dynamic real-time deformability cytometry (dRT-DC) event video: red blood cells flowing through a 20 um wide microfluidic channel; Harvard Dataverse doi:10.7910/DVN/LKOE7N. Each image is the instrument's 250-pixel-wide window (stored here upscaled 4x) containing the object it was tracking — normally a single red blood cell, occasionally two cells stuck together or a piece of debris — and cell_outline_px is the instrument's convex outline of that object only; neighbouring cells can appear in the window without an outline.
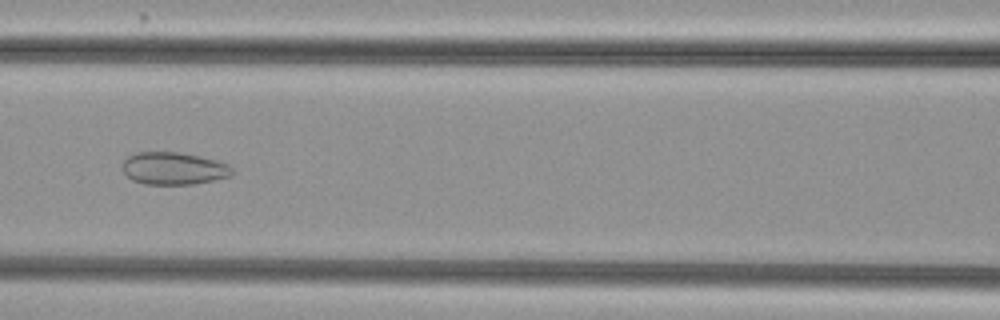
{"species": "common noctule bat (a hibernating species)", "species_latin": "Nyctalus noctula", "temperature_condition": "cold", "stored_images_in_passage": 54, "camera_frame_rate_fps": 3000, "um_per_image_px": 0.085, "animal": {"sex": "female", "body_mass_g": 29.2, "forearm_length_mm": 56.3}, "frame": {"image": 1, "passage_image": 24, "time_ms": 7.667, "image_size_px": [1000, 320], "cell_outline_px": [[236, 172], [232, 176], [192, 184], [144, 184], [132, 180], [124, 172], [124, 160], [128, 156], [136, 152], [180, 152], [216, 160], [228, 164]], "centroid_in_image_um": [14.79, 14.31], "position_along_channel_um": 151.8, "area_um2": 20.69}}
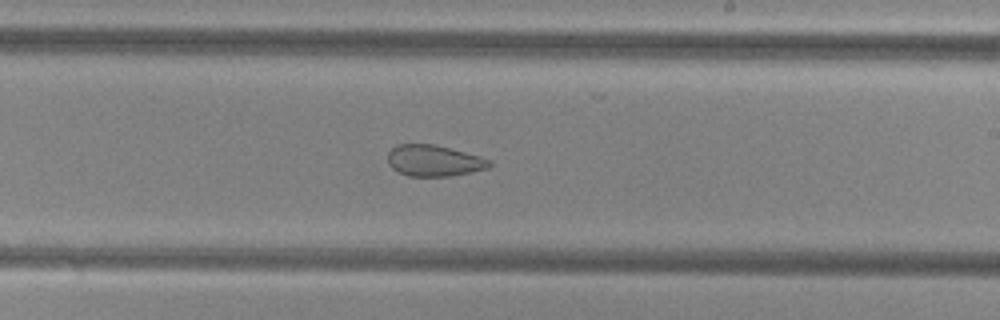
{"frame": {"image": 2, "passage_image": 32, "time_ms": 10.333, "image_size_px": [1000, 320], "cell_outline_px": [[492, 164], [488, 168], [472, 172], [452, 176], [408, 176], [392, 168], [388, 164], [388, 152], [392, 148], [400, 144], [432, 144], [480, 156], [492, 160]], "centroid_in_image_um": [36.9, 13.67], "position_along_channel_um": 252.1, "area_um2": 18.44}}
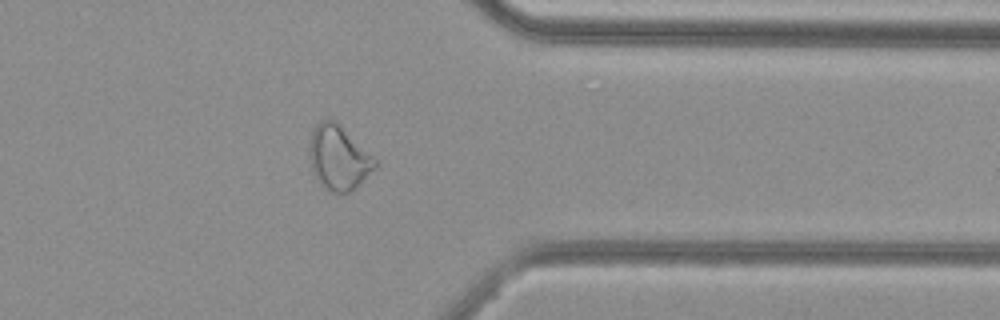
{"frame": {"image": 3, "passage_image": 43, "time_ms": 14.0, "image_size_px": [1000, 320], "cell_outline_px": [[376, 168], [356, 188], [348, 192], [328, 192], [316, 180], [312, 172], [308, 152], [308, 144], [312, 128], [320, 120], [336, 120], [376, 160]], "centroid_in_image_um": [28.73, 13.41], "position_along_channel_um": 382.7, "area_um2": 24.91}, "authors_computed_cell_mechanics": {"area_um2": 26.1834, "velocity_mm_per_s": 3.7722, "shape_relaxation_time_tau1_ms": null, "shape_relaxation_time_tau2_ms": 1.5859, "deformation_change_tau1": null, "deformation_change_tau2": 0.0786}}